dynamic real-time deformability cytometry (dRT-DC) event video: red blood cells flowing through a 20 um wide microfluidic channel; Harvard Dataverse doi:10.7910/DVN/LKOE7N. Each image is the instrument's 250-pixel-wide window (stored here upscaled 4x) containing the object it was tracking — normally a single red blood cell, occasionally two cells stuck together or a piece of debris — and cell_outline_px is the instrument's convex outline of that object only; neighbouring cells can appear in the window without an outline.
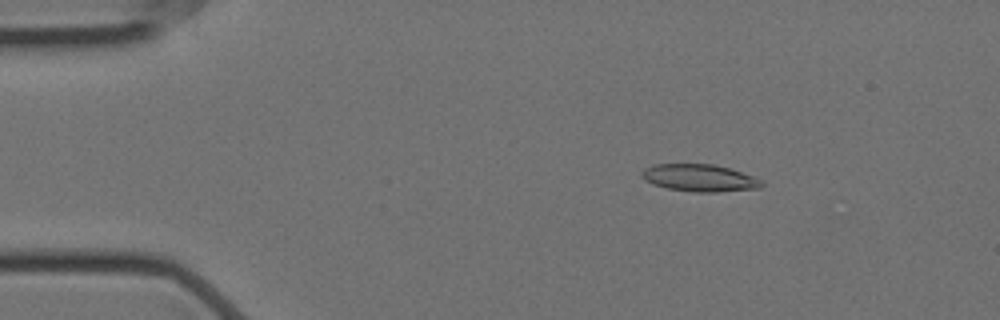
{"species": "Egyptian fruit bat (a non-hibernating species)", "species_latin": "Rousettus aegyptiacus", "temperature_condition": "cold", "stored_images_in_passage": 32, "camera_frame_rate_fps": 3000, "um_per_image_px": 0.085, "animal": {"sex": "female"}, "frame": {"image": 1, "passage_image": 9, "time_ms": 2.667, "image_size_px": [1000, 320], "cell_outline_px": [[764, 184], [760, 188], [716, 192], [696, 192], [668, 188], [652, 184], [644, 180], [640, 176], [640, 172], [644, 168], [652, 164], [712, 164], [728, 168], [764, 180]], "centroid_in_image_um": [59.43, 15.12], "position_along_channel_um": 25.6, "area_um2": 19.07}}
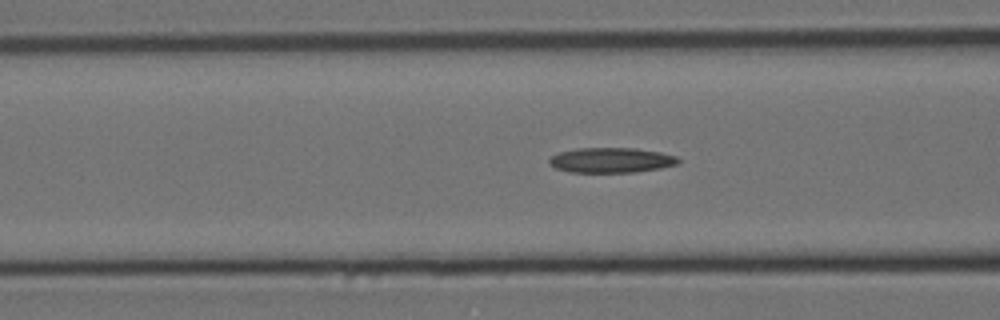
{"frame": {"image": 2, "passage_image": 22, "time_ms": 7.0, "image_size_px": [1000, 320], "cell_outline_px": [[680, 164], [660, 168], [636, 172], [568, 172], [556, 168], [548, 164], [548, 160], [552, 156], [560, 152], [576, 148], [636, 148], [660, 152], [676, 156], [680, 160]], "centroid_in_image_um": [51.96, 13.61], "position_along_channel_um": 114.6, "area_um2": 18.96}}
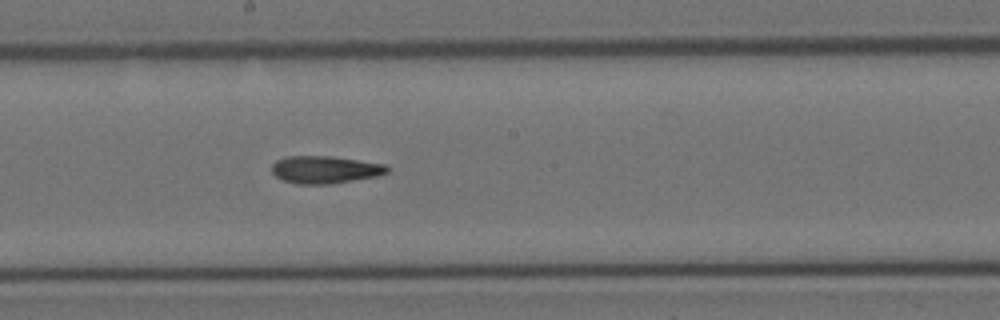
{"frame": {"image": 3, "passage_image": 31, "time_ms": 10.0, "image_size_px": [1000, 320], "cell_outline_px": [[388, 172], [376, 176], [332, 184], [296, 184], [284, 180], [276, 176], [272, 172], [272, 164], [276, 160], [284, 156], [332, 156], [384, 164], [388, 168]], "centroid_in_image_um": [27.59, 14.41], "position_along_channel_um": 220.6, "area_um2": 18.44}}